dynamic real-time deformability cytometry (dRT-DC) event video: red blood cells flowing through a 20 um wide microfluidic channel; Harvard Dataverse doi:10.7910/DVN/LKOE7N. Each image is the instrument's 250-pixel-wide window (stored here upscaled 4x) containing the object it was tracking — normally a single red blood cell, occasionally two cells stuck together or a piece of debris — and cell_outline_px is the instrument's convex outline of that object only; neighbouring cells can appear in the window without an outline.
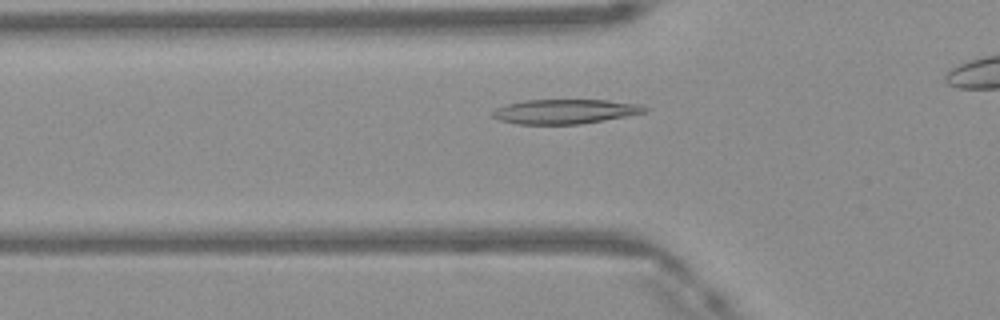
{"species": "Egyptian fruit bat (a non-hibernating species)", "species_latin": "Rousettus aegyptiacus", "temperature_condition": "warm", "stored_images_in_passage": 34, "camera_frame_rate_fps": 3000, "um_per_image_px": 0.085, "frame": {"image": 1, "passage_image": 10, "time_ms": 3.0, "image_size_px": [1000, 320], "cell_outline_px": [[648, 108], [644, 112], [604, 120], [580, 124], [516, 124], [500, 120], [492, 116], [492, 112], [496, 108], [508, 104], [524, 100], [608, 100], [640, 104]], "centroid_in_image_um": [48.0, 9.47], "position_along_channel_um": 77.8, "area_um2": 21.56}}
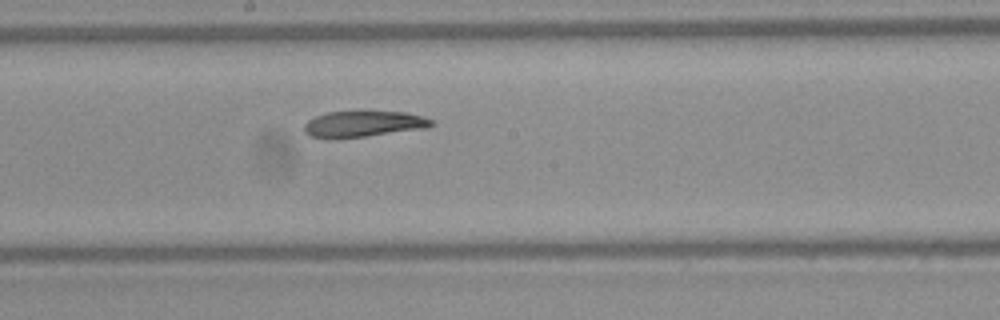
{"frame": {"image": 2, "passage_image": 20, "time_ms": 6.333, "image_size_px": [1000, 320], "cell_outline_px": [[436, 124], [424, 128], [364, 136], [312, 136], [304, 132], [304, 124], [308, 120], [316, 116], [328, 112], [408, 112], [436, 120]], "centroid_in_image_um": [30.98, 10.5], "position_along_channel_um": 217.2, "area_um2": 18.55}}
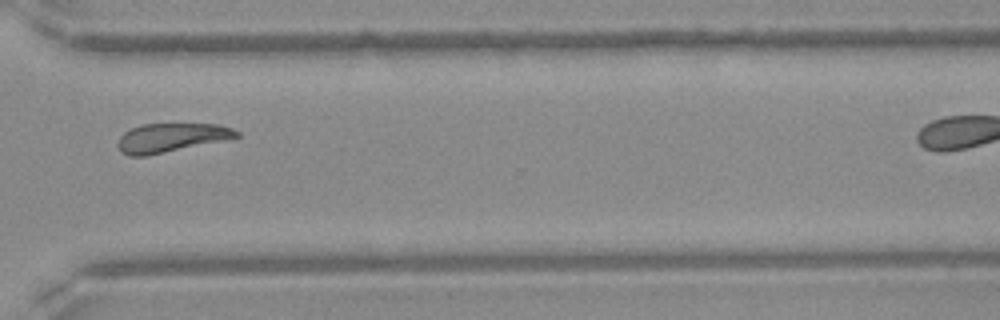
{"frame": {"image": 3, "passage_image": 30, "time_ms": 9.667, "image_size_px": [1000, 320], "cell_outline_px": [[240, 136], [148, 156], [128, 156], [120, 152], [116, 144], [120, 136], [124, 132], [132, 128], [144, 124], [220, 124], [232, 128], [240, 132]], "centroid_in_image_um": [14.5, 11.7], "position_along_channel_um": 356.1, "area_um2": 19.88}}